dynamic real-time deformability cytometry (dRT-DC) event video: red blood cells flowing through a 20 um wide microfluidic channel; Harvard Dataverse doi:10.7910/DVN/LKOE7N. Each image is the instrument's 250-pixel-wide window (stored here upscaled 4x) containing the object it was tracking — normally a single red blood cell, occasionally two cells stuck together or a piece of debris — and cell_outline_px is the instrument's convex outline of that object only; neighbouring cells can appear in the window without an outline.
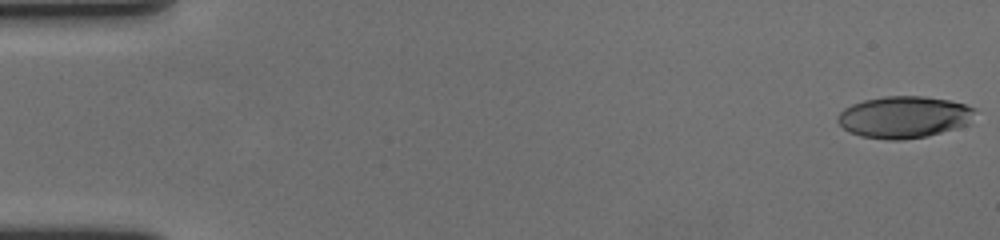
{"species": "human", "species_latin": "Homo sapiens", "temperature_condition": "cold", "stored_images_in_passage": 59, "camera_frame_rate_fps": 3000, "um_per_image_px": 0.085, "donor": {"sex": "female"}, "frame": {"image": 1, "passage_image": 1, "time_ms": 0.0, "image_size_px": [1000, 240], "cell_outline_px": [[976, 108], [968, 124], [956, 128], [928, 136], [900, 140], [888, 140], [860, 136], [848, 132], [836, 120], [836, 116], [844, 108], [852, 104], [864, 100], [884, 96], [924, 96], [948, 100], [964, 104]], "centroid_in_image_um": [76.81, 9.95], "position_along_channel_um": 8.2, "area_um2": 33.52}}
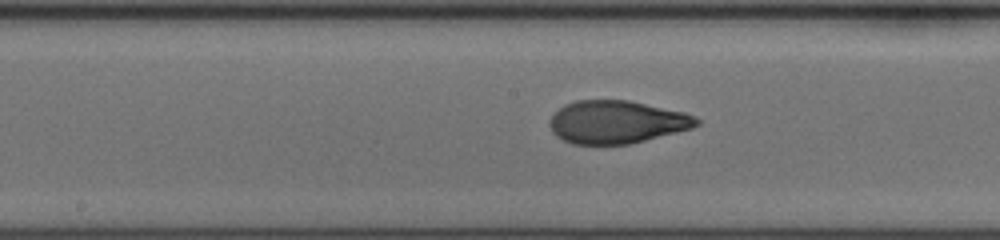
{"frame": {"image": 2, "passage_image": 31, "time_ms": 10.0, "image_size_px": [1000, 240], "cell_outline_px": [[700, 124], [692, 128], [628, 144], [572, 144], [556, 136], [552, 132], [552, 116], [564, 104], [576, 100], [628, 100], [684, 112], [696, 116], [700, 120]], "centroid_in_image_um": [52.44, 10.36], "position_along_channel_um": 195.8, "area_um2": 36.36}}
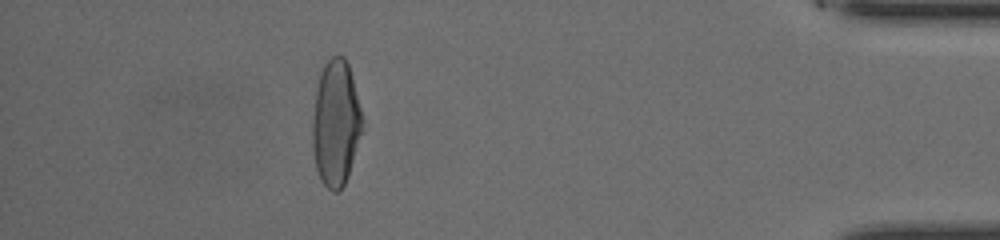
{"frame": {"image": 3, "passage_image": 53, "time_ms": 17.333, "image_size_px": [1000, 240], "cell_outline_px": [[364, 120], [348, 176], [344, 184], [336, 192], [332, 192], [320, 180], [316, 168], [312, 144], [312, 120], [316, 88], [320, 72], [324, 64], [332, 56], [344, 56], [348, 64]], "centroid_in_image_um": [28.52, 10.46], "position_along_channel_um": 406.7, "area_um2": 36.41}, "authors_computed_cell_mechanics": {"area_um2": 36.414, "velocity_mm_per_s": 3.5671, "shape_relaxation_time_tau1_ms": 5.5284, "shape_relaxation_time_tau2_ms": 1.3651, "deformation_change_tau1": 0.2301, "deformation_change_tau2": 0.0724}}